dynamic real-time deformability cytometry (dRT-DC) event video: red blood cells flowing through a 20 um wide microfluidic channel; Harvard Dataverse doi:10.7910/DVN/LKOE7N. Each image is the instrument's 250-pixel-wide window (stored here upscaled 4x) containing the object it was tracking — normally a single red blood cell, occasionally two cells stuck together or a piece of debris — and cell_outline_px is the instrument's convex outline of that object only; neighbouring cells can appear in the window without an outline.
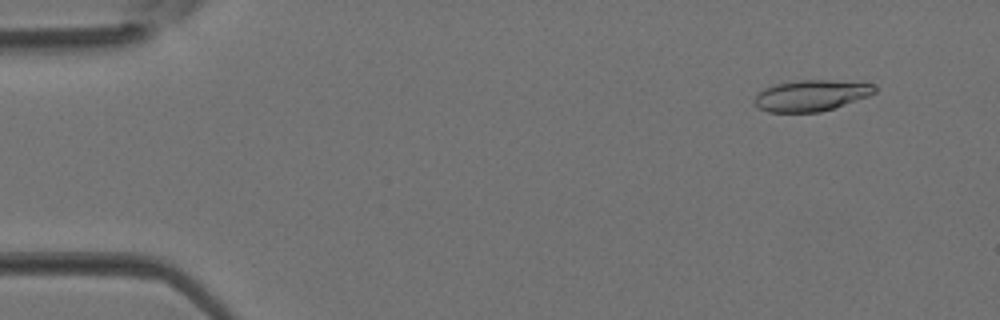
{"species": "Egyptian fruit bat (a non-hibernating species)", "species_latin": "Rousettus aegyptiacus", "temperature_condition": "room temperature", "stored_images_in_passage": 37, "camera_frame_rate_fps": 3000, "um_per_image_px": 0.085, "animal": {"sex": "female"}, "frame": {"image": 1, "passage_image": 3, "time_ms": 0.667, "image_size_px": [1000, 320], "cell_outline_px": [[876, 92], [868, 96], [820, 112], [768, 112], [760, 108], [752, 100], [764, 88], [772, 84], [800, 80], [828, 80], [872, 84], [876, 88]], "centroid_in_image_um": [68.9, 8.11], "position_along_channel_um": 16.1, "area_um2": 21.5}}
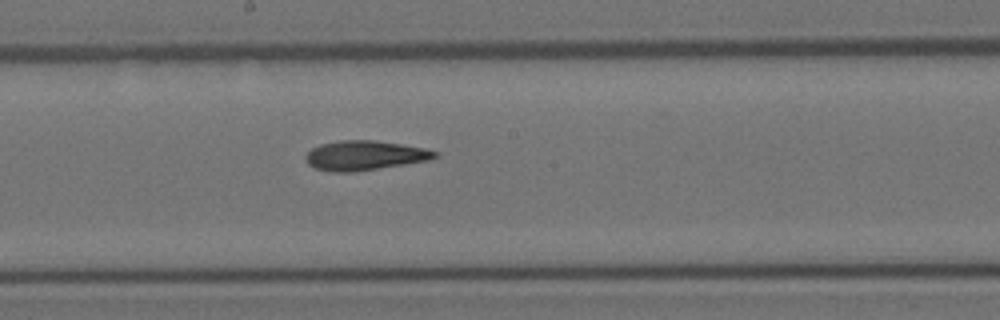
{"frame": {"image": 2, "passage_image": 20, "time_ms": 6.333, "image_size_px": [1000, 320], "cell_outline_px": [[440, 152], [436, 156], [428, 160], [404, 164], [352, 172], [332, 172], [316, 168], [308, 164], [304, 156], [312, 148], [320, 144], [340, 140], [372, 140], [400, 144], [424, 148]], "centroid_in_image_um": [30.96, 13.21], "position_along_channel_um": 217.2, "area_um2": 22.02}}
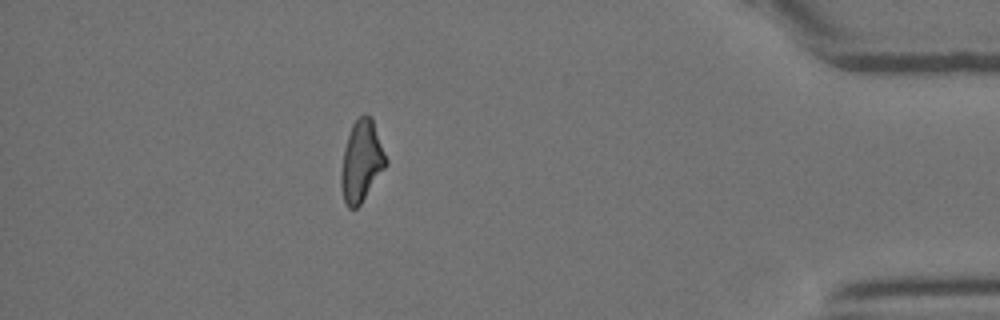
{"frame": {"image": 3, "passage_image": 33, "time_ms": 10.667, "image_size_px": [1000, 320], "cell_outline_px": [[388, 164], [360, 204], [356, 208], [348, 208], [344, 204], [340, 184], [340, 172], [344, 148], [352, 124], [364, 112], [372, 116], [388, 160]], "centroid_in_image_um": [30.72, 13.69], "position_along_channel_um": 404.5, "area_um2": 21.5}}